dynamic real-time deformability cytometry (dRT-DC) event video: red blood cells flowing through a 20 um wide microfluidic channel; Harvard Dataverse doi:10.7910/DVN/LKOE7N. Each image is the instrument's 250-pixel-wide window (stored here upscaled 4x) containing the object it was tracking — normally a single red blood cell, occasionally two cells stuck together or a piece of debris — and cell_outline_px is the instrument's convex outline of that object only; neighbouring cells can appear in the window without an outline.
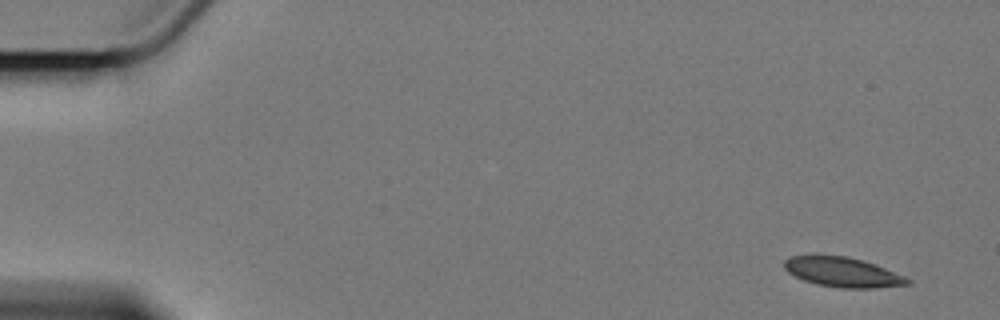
{"species": "Egyptian fruit bat (a non-hibernating species)", "species_latin": "Rousettus aegyptiacus", "temperature_condition": "cold", "stored_images_in_passage": 4, "segment_of_instrument_passage": [2, 2], "camera_frame_rate_fps": 3000, "um_per_image_px": 0.085, "animal": {"sex": "female"}, "frame": {"image": 1, "passage_image": 4, "time_ms": 3.667, "image_size_px": [1000, 320], "cell_outline_px": [[912, 284], [876, 288], [840, 288], [816, 284], [804, 280], [788, 272], [784, 268], [784, 260], [788, 256], [816, 252], [848, 256], [864, 260], [876, 264], [904, 276], [912, 280]], "centroid_in_image_um": [71.58, 23.08], "position_along_channel_um": 13.4, "area_um2": 22.25}}